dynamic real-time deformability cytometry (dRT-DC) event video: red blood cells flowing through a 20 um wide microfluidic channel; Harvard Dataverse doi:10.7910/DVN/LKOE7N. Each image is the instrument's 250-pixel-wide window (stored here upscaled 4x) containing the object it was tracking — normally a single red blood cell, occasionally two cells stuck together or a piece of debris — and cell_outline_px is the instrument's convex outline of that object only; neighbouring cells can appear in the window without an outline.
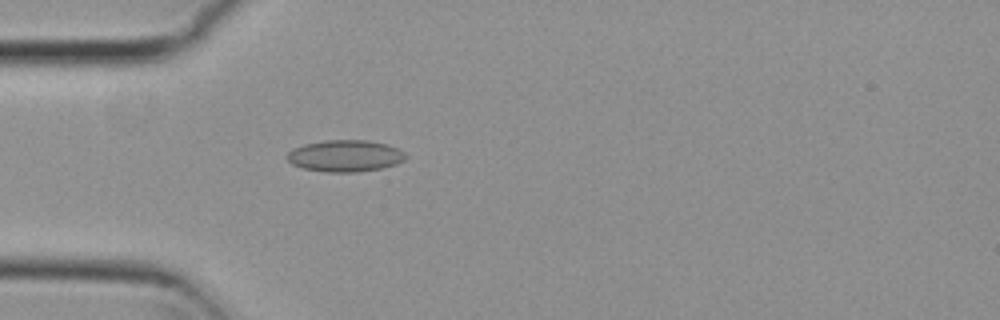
{"species": "common noctule bat (a hibernating species)", "species_latin": "Nyctalus noctula", "temperature_condition": "cold", "stored_images_in_passage": 3, "camera_frame_rate_fps": 3000, "um_per_image_px": 0.085, "animal": {"sex": "female", "body_mass_g": 29.2, "forearm_length_mm": 56.3}, "frame": {"image": 1, "passage_image": 3, "time_ms": 0.667, "image_size_px": [1000, 320], "cell_outline_px": [[408, 156], [404, 160], [396, 164], [380, 168], [356, 172], [328, 172], [304, 168], [292, 164], [288, 160], [288, 152], [292, 148], [304, 144], [324, 140], [368, 140], [388, 144], [400, 148]], "centroid_in_image_um": [29.37, 13.23], "position_along_channel_um": 55.6, "area_um2": 21.96}}